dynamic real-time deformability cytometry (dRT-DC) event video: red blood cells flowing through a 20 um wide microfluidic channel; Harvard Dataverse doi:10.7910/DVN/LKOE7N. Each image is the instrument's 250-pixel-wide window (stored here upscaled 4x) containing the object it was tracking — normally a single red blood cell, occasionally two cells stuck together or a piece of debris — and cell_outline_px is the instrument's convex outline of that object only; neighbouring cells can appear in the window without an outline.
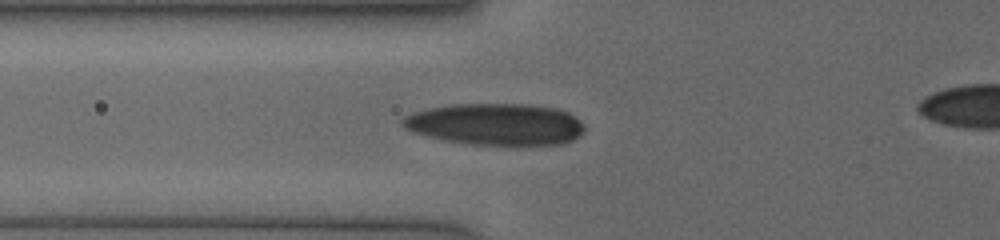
{"species": "human", "species_latin": "Homo sapiens", "temperature_condition": "cold", "stored_images_in_passage": 6, "camera_frame_rate_fps": 3000, "um_per_image_px": 0.085, "donor": {"sex": "female"}, "frame": {"image": 1, "passage_image": 4, "time_ms": 1.667, "image_size_px": [1000, 240], "cell_outline_px": [[584, 132], [580, 136], [564, 144], [516, 148], [464, 144], [444, 140], [412, 132], [404, 128], [400, 124], [400, 120], [404, 116], [412, 112], [428, 108], [452, 104], [528, 104], [556, 108], [568, 112], [580, 120], [584, 124]], "centroid_in_image_um": [42.16, 10.61], "position_along_channel_um": 83.6, "area_um2": 45.89}}